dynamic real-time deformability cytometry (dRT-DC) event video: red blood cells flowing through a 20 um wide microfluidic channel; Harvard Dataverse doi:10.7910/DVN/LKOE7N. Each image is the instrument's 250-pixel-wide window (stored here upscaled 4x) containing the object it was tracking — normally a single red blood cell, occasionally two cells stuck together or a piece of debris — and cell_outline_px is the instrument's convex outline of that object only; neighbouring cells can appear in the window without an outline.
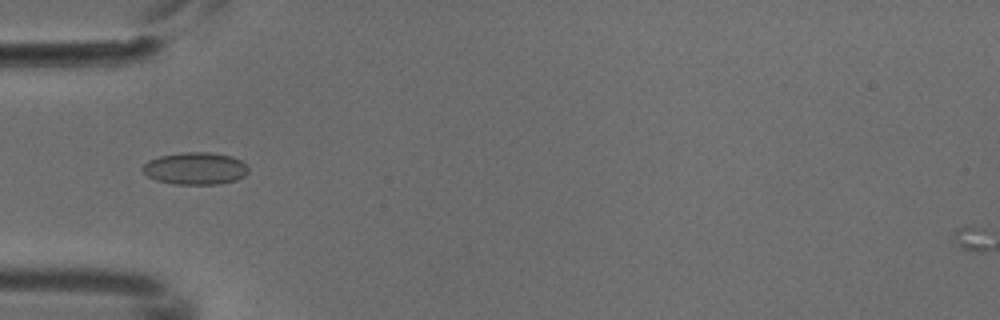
{"species": "common noctule bat (a hibernating species)", "species_latin": "Nyctalus noctula", "temperature_condition": "cold", "stored_images_in_passage": 4, "camera_frame_rate_fps": 3000, "um_per_image_px": 0.085, "animal": {"sex": "male", "body_mass_g": 18.8}, "frame": {"image": 1, "passage_image": 4, "time_ms": 1.0, "image_size_px": [1000, 320], "cell_outline_px": [[248, 172], [244, 176], [236, 180], [220, 184], [172, 184], [156, 180], [148, 176], [140, 168], [148, 160], [160, 156], [184, 152], [208, 152], [232, 156], [240, 160], [248, 168]], "centroid_in_image_um": [16.59, 14.32], "position_along_channel_um": 68.4, "area_um2": 19.88}}